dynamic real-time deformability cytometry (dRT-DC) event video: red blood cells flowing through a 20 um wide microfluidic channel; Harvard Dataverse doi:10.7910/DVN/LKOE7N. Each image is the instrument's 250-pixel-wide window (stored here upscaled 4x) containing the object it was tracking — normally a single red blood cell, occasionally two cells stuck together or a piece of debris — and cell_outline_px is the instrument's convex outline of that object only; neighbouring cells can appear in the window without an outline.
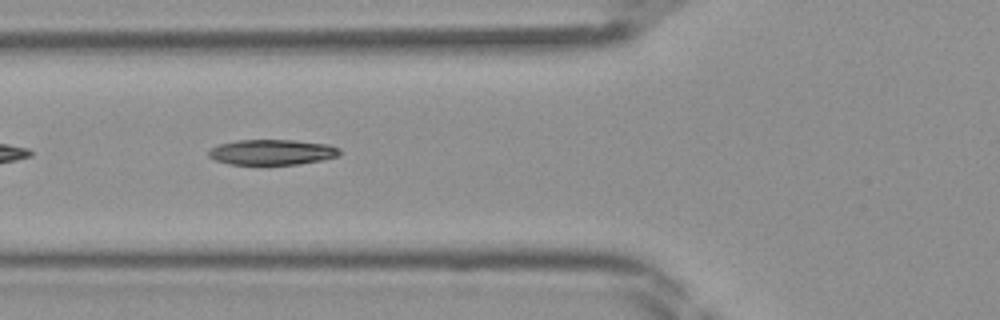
{"species": "Egyptian fruit bat (a non-hibernating species)", "species_latin": "Rousettus aegyptiacus", "temperature_condition": "room temperature", "stored_images_in_passage": 34, "camera_frame_rate_fps": 3000, "um_per_image_px": 0.085, "frame": {"image": 1, "passage_image": 7, "time_ms": 2.0, "image_size_px": [1000, 320], "cell_outline_px": [[344, 152], [340, 156], [324, 160], [300, 164], [228, 164], [216, 160], [208, 156], [208, 152], [212, 148], [220, 144], [236, 140], [292, 140], [328, 144], [340, 148]], "centroid_in_image_um": [23.2, 12.93], "position_along_channel_um": 102.6, "area_um2": 19.54}}
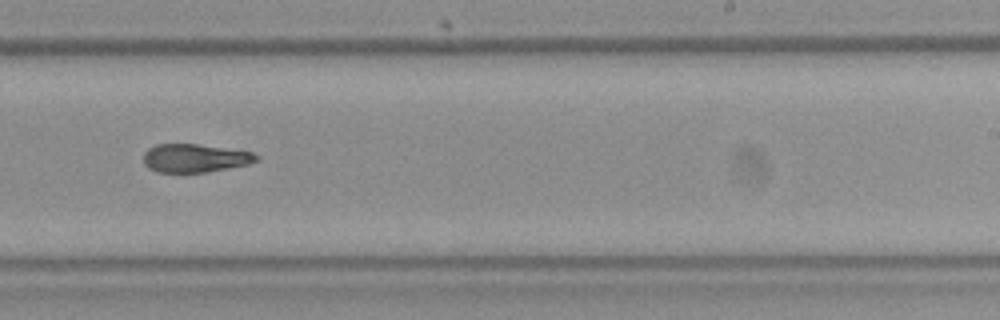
{"frame": {"image": 2, "passage_image": 18, "time_ms": 5.667, "image_size_px": [1000, 320], "cell_outline_px": [[260, 160], [248, 164], [208, 172], [156, 172], [148, 168], [144, 164], [144, 152], [148, 148], [156, 144], [196, 144], [252, 152], [260, 156]], "centroid_in_image_um": [16.56, 13.44], "position_along_channel_um": 272.4, "area_um2": 18.67}}
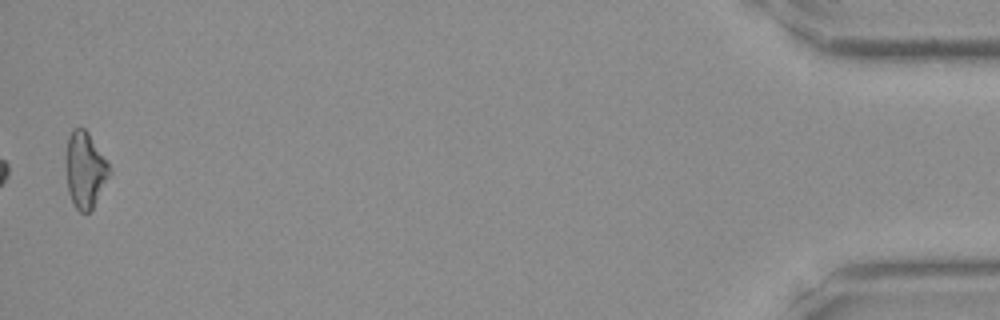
{"frame": {"image": 3, "passage_image": 34, "time_ms": 11.0, "image_size_px": [1000, 320], "cell_outline_px": [[112, 172], [92, 212], [80, 212], [76, 208], [68, 192], [64, 164], [64, 156], [68, 136], [72, 128], [84, 128], [88, 132], [108, 164]], "centroid_in_image_um": [7.2, 14.46], "position_along_channel_um": 428.0, "area_um2": 19.77}}